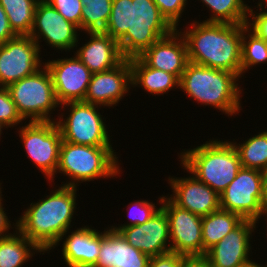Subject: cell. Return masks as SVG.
I'll return each mask as SVG.
<instances>
[{"label":"cell","instance_id":"35","mask_svg":"<svg viewBox=\"0 0 267 267\" xmlns=\"http://www.w3.org/2000/svg\"><path fill=\"white\" fill-rule=\"evenodd\" d=\"M257 11L255 12L254 9L248 11L246 25L259 38L264 39L267 42V7L258 8Z\"/></svg>","mask_w":267,"mask_h":267},{"label":"cell","instance_id":"15","mask_svg":"<svg viewBox=\"0 0 267 267\" xmlns=\"http://www.w3.org/2000/svg\"><path fill=\"white\" fill-rule=\"evenodd\" d=\"M131 87L130 59H124L113 69L92 73L84 102L114 108L129 94Z\"/></svg>","mask_w":267,"mask_h":267},{"label":"cell","instance_id":"30","mask_svg":"<svg viewBox=\"0 0 267 267\" xmlns=\"http://www.w3.org/2000/svg\"><path fill=\"white\" fill-rule=\"evenodd\" d=\"M83 4L81 15V31L103 32L109 21L112 0H81Z\"/></svg>","mask_w":267,"mask_h":267},{"label":"cell","instance_id":"26","mask_svg":"<svg viewBox=\"0 0 267 267\" xmlns=\"http://www.w3.org/2000/svg\"><path fill=\"white\" fill-rule=\"evenodd\" d=\"M39 0H0L9 25L17 36H29Z\"/></svg>","mask_w":267,"mask_h":267},{"label":"cell","instance_id":"40","mask_svg":"<svg viewBox=\"0 0 267 267\" xmlns=\"http://www.w3.org/2000/svg\"><path fill=\"white\" fill-rule=\"evenodd\" d=\"M241 1L243 3L244 7L248 11L251 10L252 8H265V7H267V0H258L257 5H255L254 7L253 6L251 7V5L248 6V4H246L245 0H241ZM253 2H254V0H253Z\"/></svg>","mask_w":267,"mask_h":267},{"label":"cell","instance_id":"38","mask_svg":"<svg viewBox=\"0 0 267 267\" xmlns=\"http://www.w3.org/2000/svg\"><path fill=\"white\" fill-rule=\"evenodd\" d=\"M3 206H4V204L2 203L0 205V238H3L7 235H11L18 230V220L14 221L16 223H13V225H14V227H13V225L10 223L11 222L10 219L7 216V212H5L6 209ZM11 229H13L12 233L10 232ZM14 229H15V231H14Z\"/></svg>","mask_w":267,"mask_h":267},{"label":"cell","instance_id":"2","mask_svg":"<svg viewBox=\"0 0 267 267\" xmlns=\"http://www.w3.org/2000/svg\"><path fill=\"white\" fill-rule=\"evenodd\" d=\"M193 21L185 30L178 29L186 41L188 61L241 78L242 24Z\"/></svg>","mask_w":267,"mask_h":267},{"label":"cell","instance_id":"4","mask_svg":"<svg viewBox=\"0 0 267 267\" xmlns=\"http://www.w3.org/2000/svg\"><path fill=\"white\" fill-rule=\"evenodd\" d=\"M239 80L232 72L188 62L180 78L179 89L194 102L218 109L229 118L239 115L242 110L243 89Z\"/></svg>","mask_w":267,"mask_h":267},{"label":"cell","instance_id":"32","mask_svg":"<svg viewBox=\"0 0 267 267\" xmlns=\"http://www.w3.org/2000/svg\"><path fill=\"white\" fill-rule=\"evenodd\" d=\"M25 120L18 113L6 87H0V123L7 129L20 126Z\"/></svg>","mask_w":267,"mask_h":267},{"label":"cell","instance_id":"12","mask_svg":"<svg viewBox=\"0 0 267 267\" xmlns=\"http://www.w3.org/2000/svg\"><path fill=\"white\" fill-rule=\"evenodd\" d=\"M41 52L30 36H16L1 44L0 87H7L43 67Z\"/></svg>","mask_w":267,"mask_h":267},{"label":"cell","instance_id":"23","mask_svg":"<svg viewBox=\"0 0 267 267\" xmlns=\"http://www.w3.org/2000/svg\"><path fill=\"white\" fill-rule=\"evenodd\" d=\"M130 66L133 88L140 87L152 96L179 89L180 80L175 75L148 67L139 57L130 58Z\"/></svg>","mask_w":267,"mask_h":267},{"label":"cell","instance_id":"31","mask_svg":"<svg viewBox=\"0 0 267 267\" xmlns=\"http://www.w3.org/2000/svg\"><path fill=\"white\" fill-rule=\"evenodd\" d=\"M162 196V197H161ZM158 200L157 204L155 206V203L148 200H135L127 206V212H128V221L125 224L117 225H110V227L114 231H119L122 228L131 227L135 225H141L145 222H147L160 208L161 203L164 198V195H161ZM159 202V207L157 208ZM129 222V223H128Z\"/></svg>","mask_w":267,"mask_h":267},{"label":"cell","instance_id":"16","mask_svg":"<svg viewBox=\"0 0 267 267\" xmlns=\"http://www.w3.org/2000/svg\"><path fill=\"white\" fill-rule=\"evenodd\" d=\"M189 176H168V184L172 194L167 197L178 207L199 216H206L220 208L219 195L208 185L199 181L180 163Z\"/></svg>","mask_w":267,"mask_h":267},{"label":"cell","instance_id":"36","mask_svg":"<svg viewBox=\"0 0 267 267\" xmlns=\"http://www.w3.org/2000/svg\"><path fill=\"white\" fill-rule=\"evenodd\" d=\"M185 256L169 251L167 253L151 257L148 267H180Z\"/></svg>","mask_w":267,"mask_h":267},{"label":"cell","instance_id":"45","mask_svg":"<svg viewBox=\"0 0 267 267\" xmlns=\"http://www.w3.org/2000/svg\"><path fill=\"white\" fill-rule=\"evenodd\" d=\"M4 129L6 130L7 128L3 124L0 123V138H1V135L3 134L2 130H4ZM0 141H1V139H0Z\"/></svg>","mask_w":267,"mask_h":267},{"label":"cell","instance_id":"3","mask_svg":"<svg viewBox=\"0 0 267 267\" xmlns=\"http://www.w3.org/2000/svg\"><path fill=\"white\" fill-rule=\"evenodd\" d=\"M77 188L60 185L32 202L18 217V231L43 253L49 254L60 237L72 228L77 209ZM72 222V223H71Z\"/></svg>","mask_w":267,"mask_h":267},{"label":"cell","instance_id":"34","mask_svg":"<svg viewBox=\"0 0 267 267\" xmlns=\"http://www.w3.org/2000/svg\"><path fill=\"white\" fill-rule=\"evenodd\" d=\"M53 6L67 21L81 30L83 4L81 0H45Z\"/></svg>","mask_w":267,"mask_h":267},{"label":"cell","instance_id":"1","mask_svg":"<svg viewBox=\"0 0 267 267\" xmlns=\"http://www.w3.org/2000/svg\"><path fill=\"white\" fill-rule=\"evenodd\" d=\"M173 30L153 0H112L103 32L117 40L122 56L130 59Z\"/></svg>","mask_w":267,"mask_h":267},{"label":"cell","instance_id":"5","mask_svg":"<svg viewBox=\"0 0 267 267\" xmlns=\"http://www.w3.org/2000/svg\"><path fill=\"white\" fill-rule=\"evenodd\" d=\"M178 161L199 181L220 195L242 168L231 140L210 139L200 146L183 150Z\"/></svg>","mask_w":267,"mask_h":267},{"label":"cell","instance_id":"33","mask_svg":"<svg viewBox=\"0 0 267 267\" xmlns=\"http://www.w3.org/2000/svg\"><path fill=\"white\" fill-rule=\"evenodd\" d=\"M162 16L174 28H179L180 19L186 10L188 0H153Z\"/></svg>","mask_w":267,"mask_h":267},{"label":"cell","instance_id":"25","mask_svg":"<svg viewBox=\"0 0 267 267\" xmlns=\"http://www.w3.org/2000/svg\"><path fill=\"white\" fill-rule=\"evenodd\" d=\"M39 253L44 254L18 230L16 233L0 238V267H23Z\"/></svg>","mask_w":267,"mask_h":267},{"label":"cell","instance_id":"24","mask_svg":"<svg viewBox=\"0 0 267 267\" xmlns=\"http://www.w3.org/2000/svg\"><path fill=\"white\" fill-rule=\"evenodd\" d=\"M243 219L235 213L219 208L202 217L203 257L206 252L236 228Z\"/></svg>","mask_w":267,"mask_h":267},{"label":"cell","instance_id":"17","mask_svg":"<svg viewBox=\"0 0 267 267\" xmlns=\"http://www.w3.org/2000/svg\"><path fill=\"white\" fill-rule=\"evenodd\" d=\"M252 220H243L221 241L210 248L206 254L210 267H240L252 259L251 239L257 228ZM251 251V252H250Z\"/></svg>","mask_w":267,"mask_h":267},{"label":"cell","instance_id":"39","mask_svg":"<svg viewBox=\"0 0 267 267\" xmlns=\"http://www.w3.org/2000/svg\"><path fill=\"white\" fill-rule=\"evenodd\" d=\"M180 267H210L205 257H185Z\"/></svg>","mask_w":267,"mask_h":267},{"label":"cell","instance_id":"10","mask_svg":"<svg viewBox=\"0 0 267 267\" xmlns=\"http://www.w3.org/2000/svg\"><path fill=\"white\" fill-rule=\"evenodd\" d=\"M219 198L221 209L256 222L267 206L262 172L242 167Z\"/></svg>","mask_w":267,"mask_h":267},{"label":"cell","instance_id":"9","mask_svg":"<svg viewBox=\"0 0 267 267\" xmlns=\"http://www.w3.org/2000/svg\"><path fill=\"white\" fill-rule=\"evenodd\" d=\"M17 128L21 143L31 162L41 170L49 184L54 183L62 135L56 121H33ZM54 178V179H53Z\"/></svg>","mask_w":267,"mask_h":267},{"label":"cell","instance_id":"6","mask_svg":"<svg viewBox=\"0 0 267 267\" xmlns=\"http://www.w3.org/2000/svg\"><path fill=\"white\" fill-rule=\"evenodd\" d=\"M112 146H86L62 140L57 173L69 179L61 185L78 188L79 183L120 177L122 168ZM64 183V184H63Z\"/></svg>","mask_w":267,"mask_h":267},{"label":"cell","instance_id":"13","mask_svg":"<svg viewBox=\"0 0 267 267\" xmlns=\"http://www.w3.org/2000/svg\"><path fill=\"white\" fill-rule=\"evenodd\" d=\"M161 208L169 222L171 251L185 257H203L202 216L178 207L166 195Z\"/></svg>","mask_w":267,"mask_h":267},{"label":"cell","instance_id":"41","mask_svg":"<svg viewBox=\"0 0 267 267\" xmlns=\"http://www.w3.org/2000/svg\"><path fill=\"white\" fill-rule=\"evenodd\" d=\"M263 178V188L267 199V165L261 170Z\"/></svg>","mask_w":267,"mask_h":267},{"label":"cell","instance_id":"7","mask_svg":"<svg viewBox=\"0 0 267 267\" xmlns=\"http://www.w3.org/2000/svg\"><path fill=\"white\" fill-rule=\"evenodd\" d=\"M21 117L29 122L56 121L51 114L60 107L53 79L48 68L43 66L34 74L26 76L6 87Z\"/></svg>","mask_w":267,"mask_h":267},{"label":"cell","instance_id":"8","mask_svg":"<svg viewBox=\"0 0 267 267\" xmlns=\"http://www.w3.org/2000/svg\"><path fill=\"white\" fill-rule=\"evenodd\" d=\"M60 107V110L64 111L66 107L69 110L68 113H64L68 114L67 117L59 112L56 118L63 141L86 146H113L106 120L98 112L102 106L84 101H71L61 104Z\"/></svg>","mask_w":267,"mask_h":267},{"label":"cell","instance_id":"14","mask_svg":"<svg viewBox=\"0 0 267 267\" xmlns=\"http://www.w3.org/2000/svg\"><path fill=\"white\" fill-rule=\"evenodd\" d=\"M53 79L55 96L58 103L84 101L92 72L74 54L68 58L45 61Z\"/></svg>","mask_w":267,"mask_h":267},{"label":"cell","instance_id":"27","mask_svg":"<svg viewBox=\"0 0 267 267\" xmlns=\"http://www.w3.org/2000/svg\"><path fill=\"white\" fill-rule=\"evenodd\" d=\"M231 142L239 154L242 167L261 171L267 165V129L260 130L242 143H237L235 139Z\"/></svg>","mask_w":267,"mask_h":267},{"label":"cell","instance_id":"22","mask_svg":"<svg viewBox=\"0 0 267 267\" xmlns=\"http://www.w3.org/2000/svg\"><path fill=\"white\" fill-rule=\"evenodd\" d=\"M90 38L74 51L81 62L92 72H104L119 65L122 56L118 41L104 32H87Z\"/></svg>","mask_w":267,"mask_h":267},{"label":"cell","instance_id":"37","mask_svg":"<svg viewBox=\"0 0 267 267\" xmlns=\"http://www.w3.org/2000/svg\"><path fill=\"white\" fill-rule=\"evenodd\" d=\"M16 36L17 35L11 29L7 15L0 4V45Z\"/></svg>","mask_w":267,"mask_h":267},{"label":"cell","instance_id":"11","mask_svg":"<svg viewBox=\"0 0 267 267\" xmlns=\"http://www.w3.org/2000/svg\"><path fill=\"white\" fill-rule=\"evenodd\" d=\"M79 31V33H78ZM39 46L45 42L52 50L70 52L80 44L79 28L67 21L53 6L45 0H39L35 10L34 23L29 35ZM43 40V41H41ZM75 48V49H74Z\"/></svg>","mask_w":267,"mask_h":267},{"label":"cell","instance_id":"19","mask_svg":"<svg viewBox=\"0 0 267 267\" xmlns=\"http://www.w3.org/2000/svg\"><path fill=\"white\" fill-rule=\"evenodd\" d=\"M139 58L148 67L171 73L179 80L189 62L186 41L178 29L157 40Z\"/></svg>","mask_w":267,"mask_h":267},{"label":"cell","instance_id":"42","mask_svg":"<svg viewBox=\"0 0 267 267\" xmlns=\"http://www.w3.org/2000/svg\"><path fill=\"white\" fill-rule=\"evenodd\" d=\"M240 267H263V264L257 263L252 259L250 262H248V263H246Z\"/></svg>","mask_w":267,"mask_h":267},{"label":"cell","instance_id":"29","mask_svg":"<svg viewBox=\"0 0 267 267\" xmlns=\"http://www.w3.org/2000/svg\"><path fill=\"white\" fill-rule=\"evenodd\" d=\"M267 63V42L242 24L241 79L258 64Z\"/></svg>","mask_w":267,"mask_h":267},{"label":"cell","instance_id":"43","mask_svg":"<svg viewBox=\"0 0 267 267\" xmlns=\"http://www.w3.org/2000/svg\"><path fill=\"white\" fill-rule=\"evenodd\" d=\"M263 217H265V218H263ZM265 219L264 221H266L267 222V206L264 208V211L261 213V215L259 216V218L257 219V221H256V224H259L260 222V219ZM267 225V224H266ZM266 229H267V226H266ZM267 238V237H266Z\"/></svg>","mask_w":267,"mask_h":267},{"label":"cell","instance_id":"20","mask_svg":"<svg viewBox=\"0 0 267 267\" xmlns=\"http://www.w3.org/2000/svg\"><path fill=\"white\" fill-rule=\"evenodd\" d=\"M60 242L63 243L61 256L67 267H94L97 263L101 232L94 227L86 225L73 231L67 230L51 250L60 245Z\"/></svg>","mask_w":267,"mask_h":267},{"label":"cell","instance_id":"18","mask_svg":"<svg viewBox=\"0 0 267 267\" xmlns=\"http://www.w3.org/2000/svg\"><path fill=\"white\" fill-rule=\"evenodd\" d=\"M118 232L128 244L150 257L171 251L169 222L162 208L147 222L122 228Z\"/></svg>","mask_w":267,"mask_h":267},{"label":"cell","instance_id":"21","mask_svg":"<svg viewBox=\"0 0 267 267\" xmlns=\"http://www.w3.org/2000/svg\"><path fill=\"white\" fill-rule=\"evenodd\" d=\"M151 257L128 244L111 227L101 231V246L94 267H148Z\"/></svg>","mask_w":267,"mask_h":267},{"label":"cell","instance_id":"28","mask_svg":"<svg viewBox=\"0 0 267 267\" xmlns=\"http://www.w3.org/2000/svg\"><path fill=\"white\" fill-rule=\"evenodd\" d=\"M200 2L211 11L209 18L202 22L247 24L248 10L241 0H200Z\"/></svg>","mask_w":267,"mask_h":267},{"label":"cell","instance_id":"44","mask_svg":"<svg viewBox=\"0 0 267 267\" xmlns=\"http://www.w3.org/2000/svg\"><path fill=\"white\" fill-rule=\"evenodd\" d=\"M1 185H2V183L0 182V205L3 203L2 201H3V197L2 196H4V195H2V188L3 187H1Z\"/></svg>","mask_w":267,"mask_h":267}]
</instances>
